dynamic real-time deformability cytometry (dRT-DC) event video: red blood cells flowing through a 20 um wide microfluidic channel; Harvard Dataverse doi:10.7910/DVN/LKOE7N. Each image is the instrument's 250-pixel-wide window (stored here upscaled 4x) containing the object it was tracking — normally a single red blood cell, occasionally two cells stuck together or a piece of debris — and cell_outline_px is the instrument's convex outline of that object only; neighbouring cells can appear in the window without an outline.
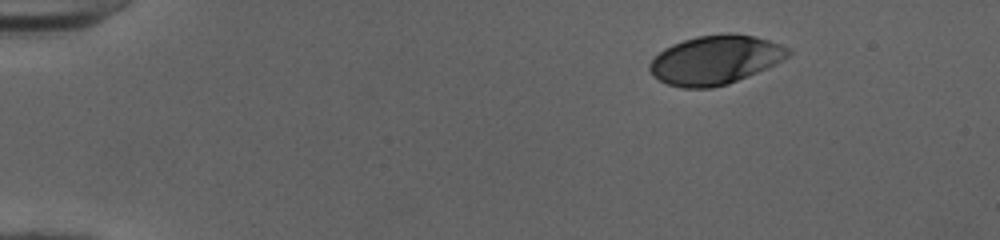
{"species": "human", "species_latin": "Homo sapiens", "temperature_condition": "cold", "stored_images_in_passage": 45, "camera_frame_rate_fps": 3000, "um_per_image_px": 0.085, "donor": {"sex": "female"}, "frame": {"image": 1, "passage_image": 1, "time_ms": 0.0, "image_size_px": [1000, 240], "cell_outline_px": [[792, 52], [788, 56], [756, 72], [728, 84], [712, 88], [680, 88], [668, 84], [652, 76], [648, 68], [648, 64], [664, 48], [672, 44], [696, 36], [724, 32], [732, 32], [752, 36], [768, 40], [792, 48]], "centroid_in_image_um": [60.76, 5.08], "position_along_channel_um": 24.2, "area_um2": 39.48}}
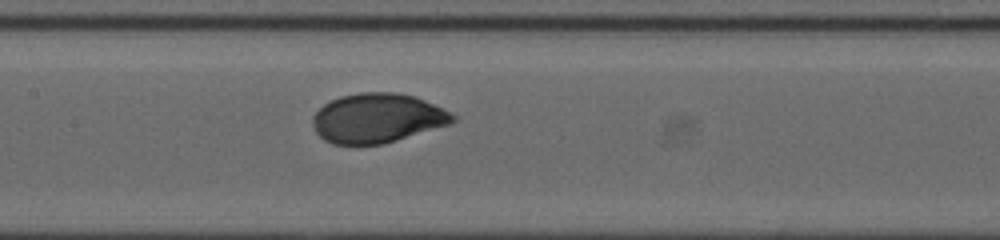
{"frame": {"image": 2, "passage_image": 20, "time_ms": 6.333, "image_size_px": [1000, 240], "cell_outline_px": [[456, 120], [448, 124], [384, 144], [332, 144], [324, 140], [316, 132], [312, 124], [312, 116], [324, 104], [340, 96], [360, 92], [396, 92], [416, 96], [456, 116]], "centroid_in_image_um": [32.03, 10.04], "position_along_channel_um": 175.4, "area_um2": 40.06}}
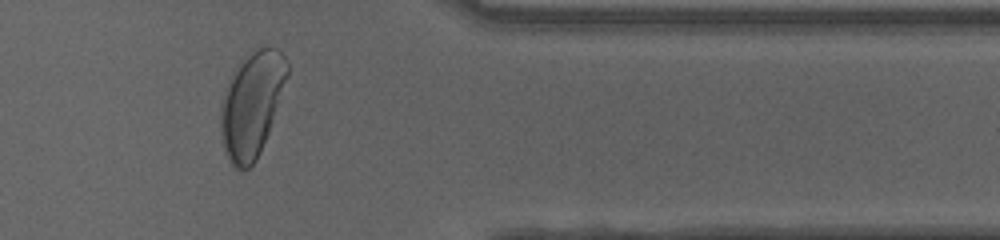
{"frame": {"image": 3, "passage_image": 37, "time_ms": 12.0, "image_size_px": [1000, 240], "cell_outline_px": [[288, 76], [268, 132], [260, 152], [256, 160], [244, 172], [236, 168], [232, 164], [224, 148], [220, 132], [220, 108], [224, 88], [232, 72], [240, 60], [244, 56], [268, 44], [272, 44], [284, 56], [288, 64]], "centroid_in_image_um": [21.38, 8.83], "position_along_channel_um": 390.0, "area_um2": 40.86}, "authors_computed_cell_mechanics": {"area_um2": 40.3444, "velocity_mm_per_s": 3.9874, "shape_relaxation_time_tau1_ms": 2.3933, "shape_relaxation_time_tau2_ms": null, "deformation_change_tau1": 0.1501, "deformation_change_tau2": null}}